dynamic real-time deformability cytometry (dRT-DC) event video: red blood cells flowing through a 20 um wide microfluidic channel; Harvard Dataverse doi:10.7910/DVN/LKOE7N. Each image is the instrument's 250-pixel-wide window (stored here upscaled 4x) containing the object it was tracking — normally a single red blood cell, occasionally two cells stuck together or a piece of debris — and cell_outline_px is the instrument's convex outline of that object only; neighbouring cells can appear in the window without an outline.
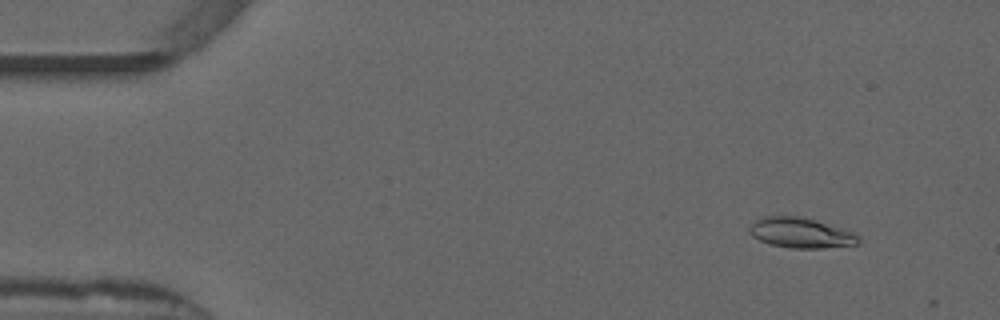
{"species": "common noctule bat (a hibernating species)", "species_latin": "Nyctalus noctula", "temperature_condition": "warm", "stored_images_in_passage": 38, "camera_frame_rate_fps": 3000, "um_per_image_px": 0.085, "animal": {"sex": "male", "forearm_length_mm": 52.5}, "frame": {"image": 1, "passage_image": 2, "time_ms": 0.333, "image_size_px": [1000, 320], "cell_outline_px": [[860, 244], [820, 248], [792, 248], [768, 244], [752, 236], [748, 232], [748, 228], [760, 216], [796, 216], [816, 220], [852, 232], [860, 236]], "centroid_in_image_um": [68.04, 19.79], "position_along_channel_um": 17.0, "area_um2": 19.19}}
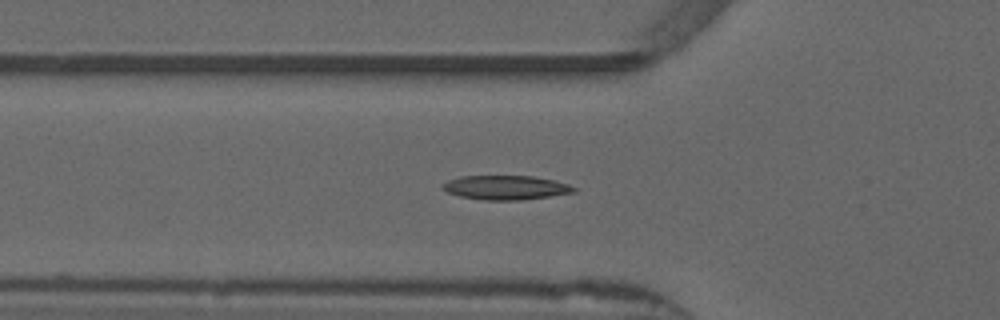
{"frame": {"image": 2, "passage_image": 15, "time_ms": 4.667, "image_size_px": [1000, 320], "cell_outline_px": [[576, 192], [524, 200], [484, 200], [460, 196], [448, 192], [440, 188], [440, 184], [448, 180], [460, 176], [532, 176], [552, 180], [568, 184], [576, 188]], "centroid_in_image_um": [42.95, 15.94], "position_along_channel_um": 82.8, "area_um2": 18.55}}
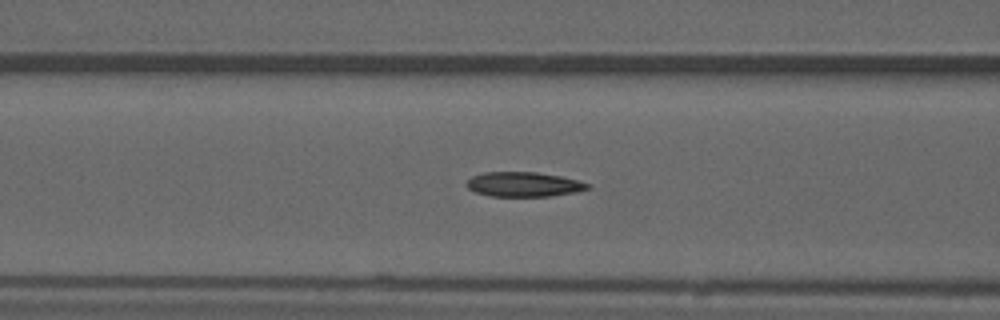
{"frame": {"image": 3, "passage_image": 18, "time_ms": 5.667, "image_size_px": [1000, 320], "cell_outline_px": [[592, 188], [576, 192], [552, 196], [492, 196], [476, 192], [468, 188], [464, 184], [472, 176], [484, 172], [536, 172], [560, 176], [576, 180], [588, 184]], "centroid_in_image_um": [44.5, 15.67], "position_along_channel_um": 122.1, "area_um2": 17.34}, "authors_computed_cell_mechanics": {"area_um2": 17.8891, "velocity_mm_per_s": 3.8725, "shape_relaxation_time_tau1_ms": 6.2507, "shape_relaxation_time_tau2_ms": 2.1579, "deformation_change_tau1": 0.1921, "deformation_change_tau2": 0.0847}}